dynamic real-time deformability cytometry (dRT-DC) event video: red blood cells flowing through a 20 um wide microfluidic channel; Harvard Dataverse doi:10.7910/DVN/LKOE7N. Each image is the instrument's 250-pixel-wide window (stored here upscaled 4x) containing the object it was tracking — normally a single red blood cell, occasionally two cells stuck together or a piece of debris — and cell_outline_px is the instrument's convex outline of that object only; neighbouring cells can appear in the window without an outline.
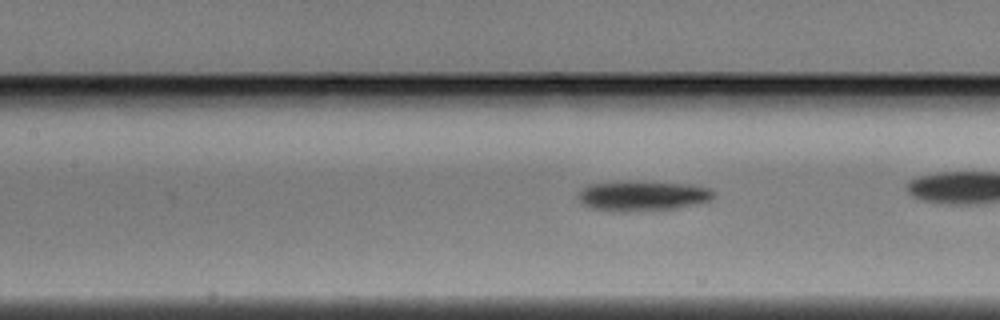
{"species": "Egyptian fruit bat (a non-hibernating species)", "species_latin": "Rousettus aegyptiacus", "temperature_condition": "warm", "stored_images_in_passage": 5, "camera_frame_rate_fps": 3000, "um_per_image_px": 0.085, "animal": {"sex": "male"}, "frame": {"image": 1, "passage_image": 5, "time_ms": 1.333, "image_size_px": [1000, 320], "cell_outline_px": [[716, 196], [712, 200], [676, 208], [620, 212], [592, 208], [584, 204], [580, 200], [580, 192], [588, 184], [692, 184], [712, 188], [716, 192]], "centroid_in_image_um": [54.74, 16.69], "position_along_channel_um": 152.7, "area_um2": 22.48}}